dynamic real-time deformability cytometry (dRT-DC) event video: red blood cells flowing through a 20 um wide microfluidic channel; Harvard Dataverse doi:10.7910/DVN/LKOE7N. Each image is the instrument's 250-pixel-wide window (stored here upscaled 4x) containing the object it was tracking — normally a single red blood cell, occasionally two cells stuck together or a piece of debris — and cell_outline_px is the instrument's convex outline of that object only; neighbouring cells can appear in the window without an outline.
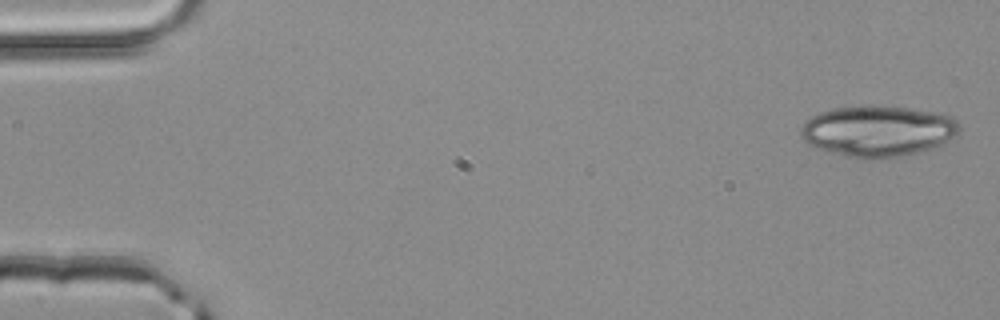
{"species": "common noctule bat (a hibernating species)", "species_latin": "Nyctalus noctula", "temperature_condition": "room temperature", "stored_images_in_passage": 3, "camera_frame_rate_fps": 3000, "um_per_image_px": 0.085, "animal": {"sex": "male", "body_mass_g": 20.4}, "frame": {"image": 1, "passage_image": 1, "time_ms": 0.0, "image_size_px": [1000, 320], "cell_outline_px": [[960, 132], [956, 136], [940, 148], [900, 156], [876, 160], [864, 160], [812, 148], [800, 136], [800, 128], [812, 116], [820, 112], [832, 108], [864, 104], [868, 104], [908, 108], [932, 112], [952, 116], [960, 124]], "centroid_in_image_um": [74.64, 11.16], "position_along_channel_um": 10.4, "area_um2": 48.32}}